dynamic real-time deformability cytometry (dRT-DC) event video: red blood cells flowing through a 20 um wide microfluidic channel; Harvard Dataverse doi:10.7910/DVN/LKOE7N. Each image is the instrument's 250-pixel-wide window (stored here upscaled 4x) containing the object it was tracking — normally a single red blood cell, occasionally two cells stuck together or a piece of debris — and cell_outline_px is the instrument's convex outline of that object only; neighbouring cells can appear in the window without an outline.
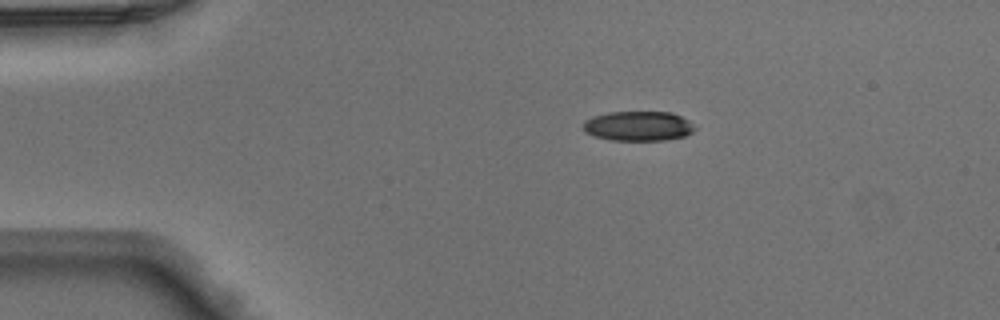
{"species": "Egyptian fruit bat (a non-hibernating species)", "species_latin": "Rousettus aegyptiacus", "temperature_condition": "warm", "stored_images_in_passage": 3, "camera_frame_rate_fps": 3000, "um_per_image_px": 0.085, "animal": {"sex": "male"}, "frame": {"image": 1, "passage_image": 1, "time_ms": 0.0, "image_size_px": [1000, 320], "cell_outline_px": [[696, 128], [692, 132], [684, 136], [664, 140], [612, 140], [596, 136], [584, 132], [584, 120], [592, 116], [608, 112], [672, 112], [688, 120]], "centroid_in_image_um": [54.24, 10.7], "position_along_channel_um": 30.8, "area_um2": 19.25}}